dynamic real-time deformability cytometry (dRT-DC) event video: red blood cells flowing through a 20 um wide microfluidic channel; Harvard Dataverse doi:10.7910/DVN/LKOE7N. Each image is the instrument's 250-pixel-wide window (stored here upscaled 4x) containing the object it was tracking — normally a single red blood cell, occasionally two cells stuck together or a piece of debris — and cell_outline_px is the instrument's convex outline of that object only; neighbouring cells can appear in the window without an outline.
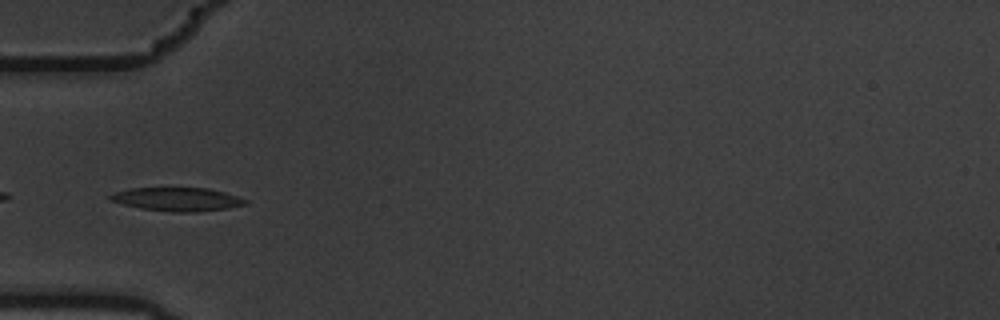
{"species": "common noctule bat (a hibernating species)", "species_latin": "Nyctalus noctula", "temperature_condition": "warm", "stored_images_in_passage": 5, "camera_frame_rate_fps": 3000, "um_per_image_px": 0.085, "animal": {"sex": "male", "body_mass_g": 19.5, "forearm_length_mm": 54.6}, "frame": {"image": 1, "passage_image": 5, "time_ms": 1.333, "image_size_px": [1000, 320], "cell_outline_px": [[248, 204], [228, 208], [196, 212], [172, 212], [140, 208], [108, 200], [108, 196], [112, 192], [132, 188], [208, 188], [224, 192], [248, 200]], "centroid_in_image_um": [15.05, 16.94], "position_along_channel_um": 69.9, "area_um2": 18.55}}